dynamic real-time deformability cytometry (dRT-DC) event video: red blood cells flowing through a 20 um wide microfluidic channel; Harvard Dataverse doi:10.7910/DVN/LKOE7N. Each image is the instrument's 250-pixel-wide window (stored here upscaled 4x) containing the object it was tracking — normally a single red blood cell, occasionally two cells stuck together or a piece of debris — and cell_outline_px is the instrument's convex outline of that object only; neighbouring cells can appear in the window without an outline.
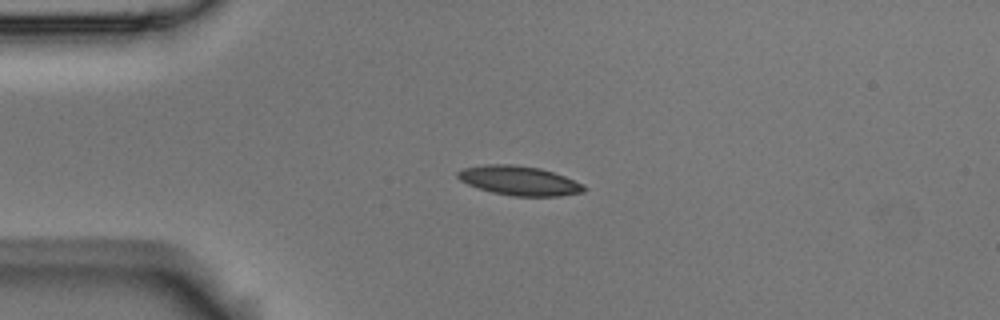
{"species": "Egyptian fruit bat (a non-hibernating species)", "species_latin": "Rousettus aegyptiacus", "temperature_condition": "room temperature", "stored_images_in_passage": 44, "camera_frame_rate_fps": 3000, "um_per_image_px": 0.085, "animal": {"sex": "male"}, "frame": {"image": 1, "passage_image": 1, "time_ms": 0.0, "image_size_px": [1000, 320], "cell_outline_px": [[588, 188], [584, 192], [560, 196], [512, 196], [492, 192], [468, 184], [460, 180], [456, 176], [456, 172], [464, 168], [484, 164], [512, 164], [540, 168], [564, 176], [584, 184]], "centroid_in_image_um": [44.15, 15.35], "position_along_channel_um": 40.8, "area_um2": 21.62}}
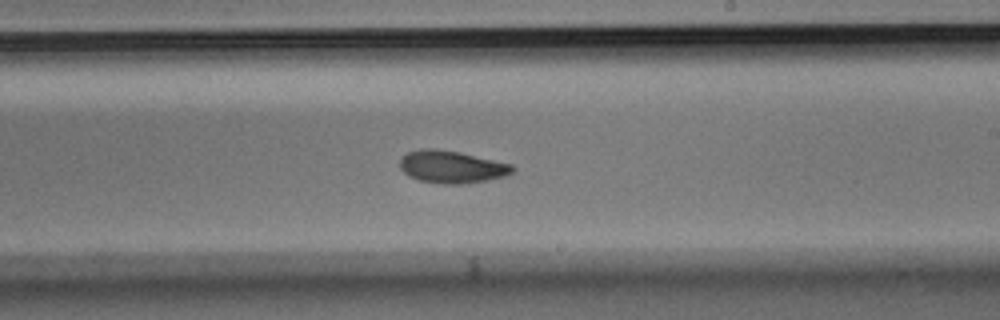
{"frame": {"image": 2, "passage_image": 21, "time_ms": 6.667, "image_size_px": [1000, 320], "cell_outline_px": [[516, 168], [512, 172], [504, 176], [488, 180], [464, 184], [444, 184], [420, 180], [408, 176], [400, 168], [400, 160], [408, 152], [424, 148], [436, 148], [460, 152], [512, 164]], "centroid_in_image_um": [38.41, 14.18], "position_along_channel_um": 250.6, "area_um2": 21.27}}
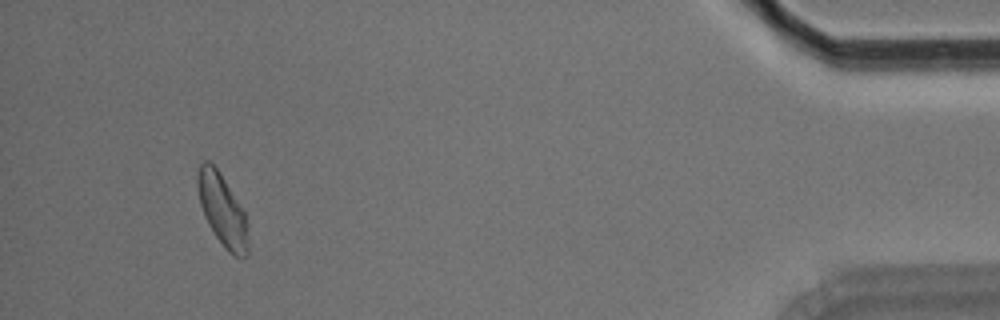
{"frame": {"image": 3, "passage_image": 41, "time_ms": 13.333, "image_size_px": [1000, 320], "cell_outline_px": [[248, 252], [244, 256], [232, 256], [224, 248], [208, 224], [204, 216], [200, 204], [196, 184], [196, 176], [200, 164], [204, 160], [208, 160], [216, 168], [224, 180], [244, 212], [248, 244]], "centroid_in_image_um": [18.85, 17.85], "position_along_channel_um": 416.3, "area_um2": 20.75}, "authors_computed_cell_mechanics": {"area_um2": 21.1837, "velocity_mm_per_s": 3.5158, "shape_relaxation_time_tau1_ms": 5.3092, "shape_relaxation_time_tau2_ms": 3.4629, "deformation_change_tau1": 0.1347, "deformation_change_tau2": 0.0882}}